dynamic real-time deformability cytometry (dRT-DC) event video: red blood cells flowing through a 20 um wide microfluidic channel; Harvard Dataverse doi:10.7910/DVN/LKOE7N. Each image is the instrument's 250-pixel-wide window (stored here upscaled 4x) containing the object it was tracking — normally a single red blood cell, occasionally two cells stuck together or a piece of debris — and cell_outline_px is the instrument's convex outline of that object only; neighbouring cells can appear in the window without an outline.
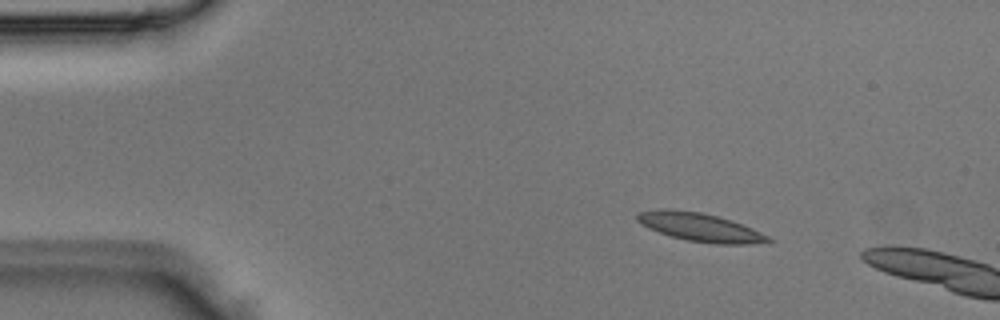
{"species": "Egyptian fruit bat (a non-hibernating species)", "species_latin": "Rousettus aegyptiacus", "temperature_condition": "room temperature", "stored_images_in_passage": 4, "camera_frame_rate_fps": 3000, "um_per_image_px": 0.085, "animal": {"sex": "male"}, "frame": {"image": 1, "passage_image": 4, "time_ms": 1.0, "image_size_px": [1000, 320], "cell_outline_px": [[772, 240], [744, 244], [716, 244], [688, 240], [672, 236], [648, 228], [640, 224], [636, 220], [636, 212], [660, 208], [664, 208], [700, 212], [716, 216], [752, 228], [768, 236]], "centroid_in_image_um": [59.39, 19.29], "position_along_channel_um": 25.6, "area_um2": 21.27}}